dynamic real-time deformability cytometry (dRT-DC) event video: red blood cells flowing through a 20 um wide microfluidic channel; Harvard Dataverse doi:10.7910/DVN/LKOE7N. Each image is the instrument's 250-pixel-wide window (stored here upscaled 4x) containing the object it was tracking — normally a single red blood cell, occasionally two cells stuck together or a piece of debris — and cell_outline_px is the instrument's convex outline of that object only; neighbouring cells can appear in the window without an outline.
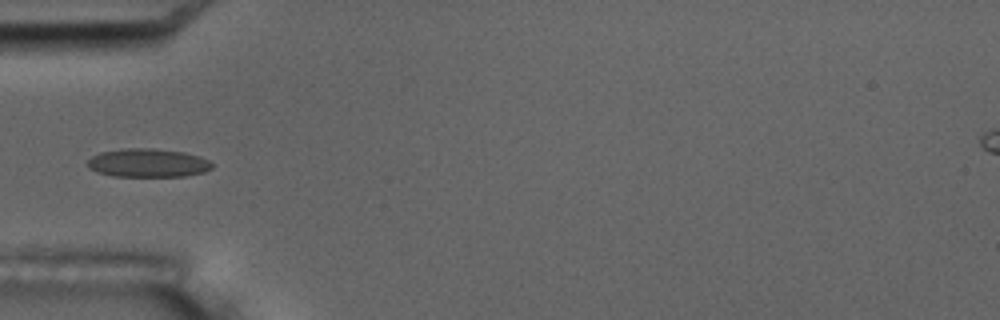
{"species": "common noctule bat (a hibernating species)", "species_latin": "Nyctalus noctula", "temperature_condition": "room temperature", "stored_images_in_passage": 16, "camera_frame_rate_fps": 3000, "um_per_image_px": 0.085, "animal": {"sex": "male", "body_mass_g": 17.5, "forearm_length_mm": 52.3}, "frame": {"image": 1, "passage_image": 5, "time_ms": 5.333, "image_size_px": [1000, 320], "cell_outline_px": [[212, 168], [204, 172], [184, 176], [112, 176], [96, 172], [88, 168], [88, 160], [92, 156], [100, 152], [120, 148], [152, 148], [184, 152], [200, 156], [208, 160], [212, 164]], "centroid_in_image_um": [12.55, 13.84], "position_along_channel_um": 72.5, "area_um2": 20.81}, "authors_computed_cell_mechanics": {"area_um2": 20.1144, "velocity_mm_per_s": 3.5116, "shape_relaxation_time_tau1_ms": null, "shape_relaxation_time_tau2_ms": 2.4116, "deformation_change_tau1": null, "deformation_change_tau2": 0.0746}}